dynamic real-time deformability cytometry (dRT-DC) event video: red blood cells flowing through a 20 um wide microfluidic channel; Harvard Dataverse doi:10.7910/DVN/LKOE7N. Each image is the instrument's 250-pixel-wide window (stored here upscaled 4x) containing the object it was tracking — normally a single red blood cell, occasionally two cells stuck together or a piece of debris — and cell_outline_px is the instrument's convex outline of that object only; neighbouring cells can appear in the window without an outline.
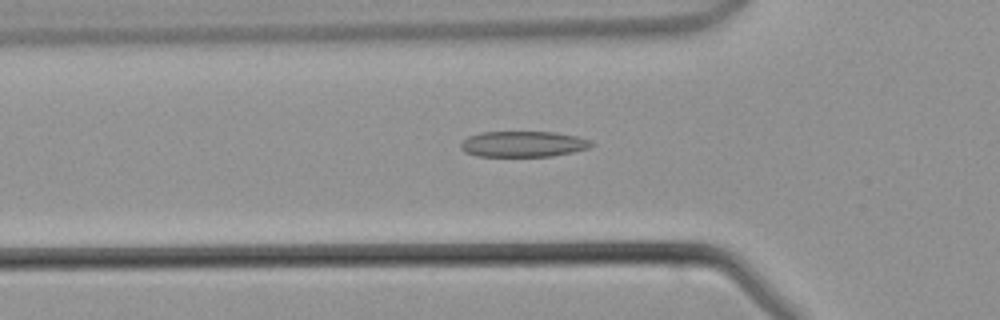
{"species": "common noctule bat (a hibernating species)", "species_latin": "Nyctalus noctula", "temperature_condition": "warm", "stored_images_in_passage": 44, "camera_frame_rate_fps": 3000, "um_per_image_px": 0.085, "animal": {"sex": "male", "body_mass_g": 21.5, "forearm_length_mm": 52.0}, "frame": {"image": 1, "passage_image": 14, "time_ms": 4.333, "image_size_px": [1000, 320], "cell_outline_px": [[592, 144], [588, 148], [572, 152], [552, 156], [476, 156], [464, 152], [460, 148], [460, 144], [468, 136], [480, 132], [556, 132], [576, 136], [592, 140]], "centroid_in_image_um": [44.44, 12.24], "position_along_channel_um": 81.4, "area_um2": 19.65}}
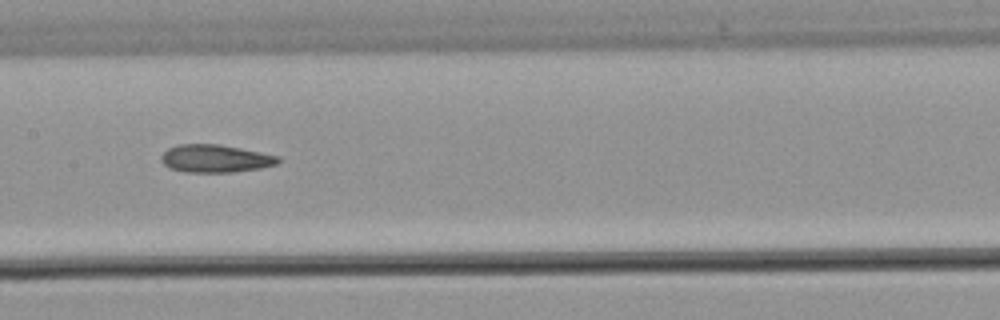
{"frame": {"image": 2, "passage_image": 21, "time_ms": 6.667, "image_size_px": [1000, 320], "cell_outline_px": [[280, 160], [276, 164], [260, 168], [232, 172], [184, 172], [172, 168], [164, 164], [160, 160], [160, 156], [168, 148], [180, 144], [220, 144], [280, 156]], "centroid_in_image_um": [18.29, 13.47], "position_along_channel_um": 189.1, "area_um2": 18.84}}
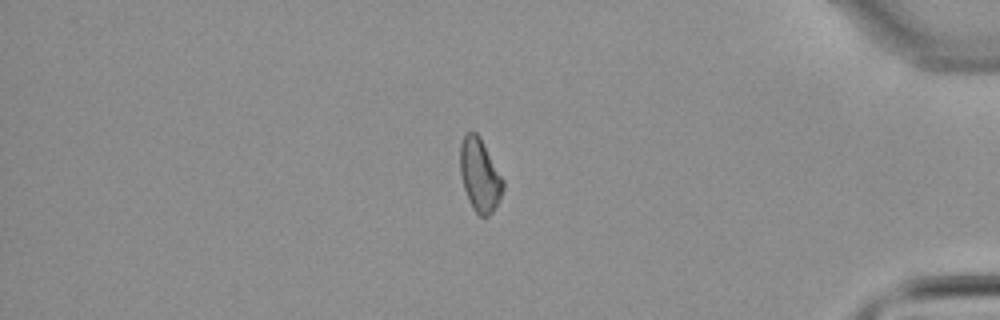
{"frame": {"image": 3, "passage_image": 37, "time_ms": 12.0, "image_size_px": [1000, 320], "cell_outline_px": [[504, 188], [500, 200], [492, 212], [488, 216], [480, 216], [472, 208], [464, 188], [460, 176], [460, 144], [464, 136], [468, 132], [476, 132], [480, 136], [504, 180]], "centroid_in_image_um": [40.79, 14.88], "position_along_channel_um": 394.4, "area_um2": 18.32}}